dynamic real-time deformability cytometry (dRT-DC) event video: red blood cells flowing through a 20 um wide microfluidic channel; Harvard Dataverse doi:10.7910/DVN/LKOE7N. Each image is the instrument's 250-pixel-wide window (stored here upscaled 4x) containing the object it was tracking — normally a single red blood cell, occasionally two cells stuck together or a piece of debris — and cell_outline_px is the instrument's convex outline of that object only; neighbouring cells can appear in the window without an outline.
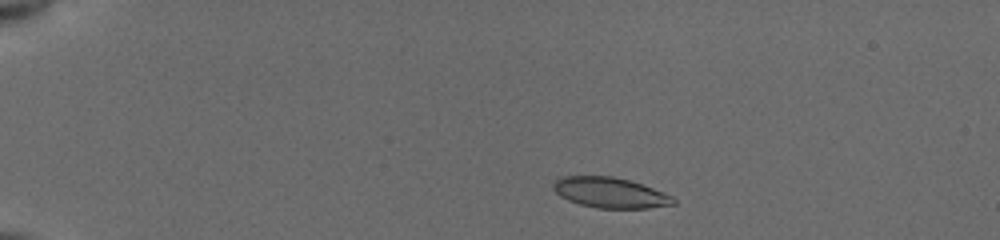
{"species": "common noctule bat (a hibernating species)", "species_latin": "Nyctalus noctula", "temperature_condition": "cold", "stored_images_in_passage": 46, "camera_frame_rate_fps": 3000, "um_per_image_px": 0.085, "animal": {"sex": "female", "body_mass_g": 19.5, "forearm_length_mm": 54.1}, "frame": {"image": 1, "passage_image": 4, "time_ms": 1.0, "image_size_px": [1000, 240], "cell_outline_px": [[676, 204], [648, 208], [596, 208], [580, 204], [568, 200], [560, 196], [552, 188], [552, 184], [560, 176], [612, 176], [628, 180], [664, 192], [672, 196], [676, 200]], "centroid_in_image_um": [51.85, 16.38], "position_along_channel_um": 33.2, "area_um2": 21.27}}
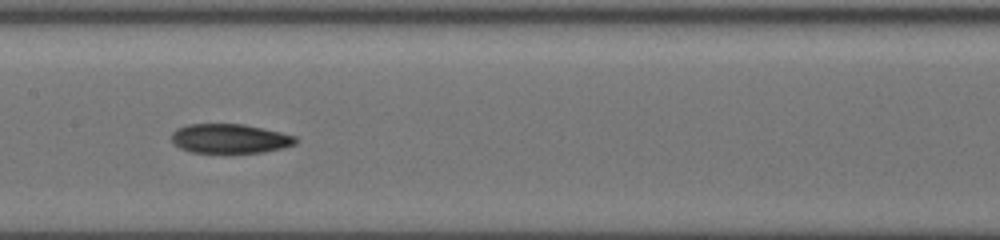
{"frame": {"image": 2, "passage_image": 22, "time_ms": 7.0, "image_size_px": [1000, 240], "cell_outline_px": [[296, 144], [284, 148], [264, 152], [228, 156], [224, 156], [192, 152], [180, 148], [172, 144], [172, 132], [176, 128], [188, 124], [244, 124], [280, 132], [296, 136]], "centroid_in_image_um": [19.51, 11.84], "position_along_channel_um": 187.9, "area_um2": 22.31}}
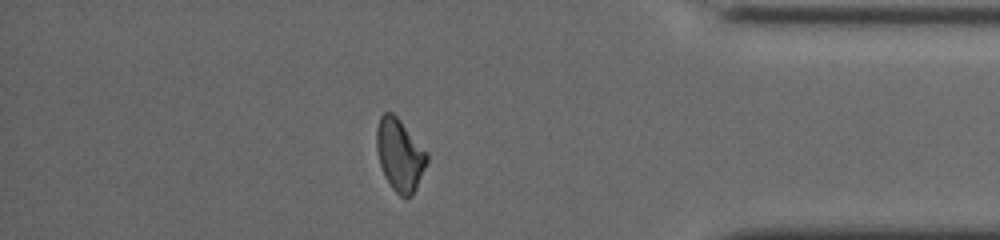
{"frame": {"image": 3, "passage_image": 40, "time_ms": 13.0, "image_size_px": [1000, 240], "cell_outline_px": [[428, 160], [416, 188], [412, 196], [404, 200], [392, 188], [384, 176], [380, 164], [376, 148], [376, 128], [380, 116], [384, 112], [392, 112], [400, 120], [428, 152]], "centroid_in_image_um": [33.97, 13.18], "position_along_channel_um": 401.2, "area_um2": 21.33}, "authors_computed_cell_mechanics": {"area_um2": 21.3282, "velocity_mm_per_s": 3.9299, "shape_relaxation_time_tau1_ms": null, "shape_relaxation_time_tau2_ms": 9.299, "deformation_change_tau1": null, "deformation_change_tau2": 0.1679}}